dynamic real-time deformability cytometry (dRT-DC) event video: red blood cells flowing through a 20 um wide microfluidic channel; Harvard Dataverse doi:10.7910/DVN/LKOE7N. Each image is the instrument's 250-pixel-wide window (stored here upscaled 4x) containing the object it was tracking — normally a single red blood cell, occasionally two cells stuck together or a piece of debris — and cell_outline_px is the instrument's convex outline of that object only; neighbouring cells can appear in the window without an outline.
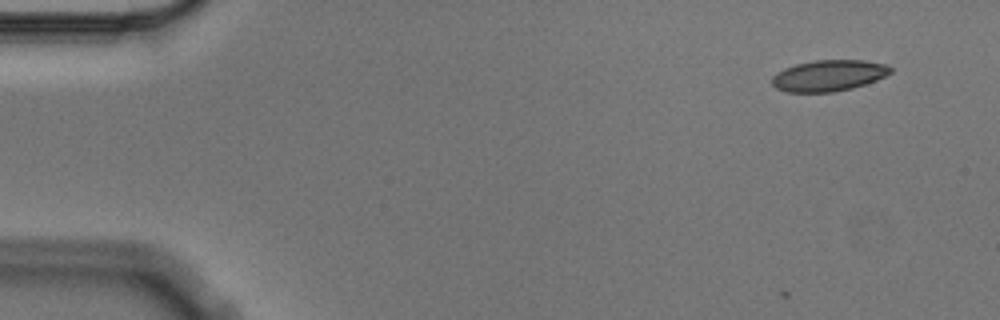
{"species": "Egyptian fruit bat (a non-hibernating species)", "species_latin": "Rousettus aegyptiacus", "temperature_condition": "cold", "stored_images_in_passage": 9, "camera_frame_rate_fps": 3000, "um_per_image_px": 0.085, "animal": {"sex": "male"}, "frame": {"image": 1, "passage_image": 1, "time_ms": 0.0, "image_size_px": [1000, 320], "cell_outline_px": [[892, 72], [876, 80], [852, 88], [832, 92], [784, 92], [776, 88], [772, 84], [772, 76], [784, 68], [796, 64], [816, 60], [864, 60], [884, 64], [892, 68]], "centroid_in_image_um": [70.41, 6.42], "position_along_channel_um": 14.6, "area_um2": 21.44}}
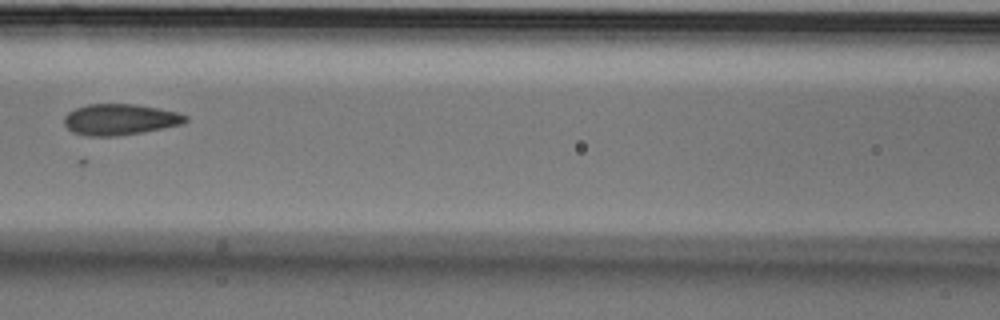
{"frame": {"image": 2, "passage_image": 7, "time_ms": 2.0, "image_size_px": [1000, 320], "cell_outline_px": [[188, 120], [184, 124], [140, 132], [116, 136], [88, 136], [72, 132], [64, 124], [64, 116], [68, 112], [76, 108], [88, 104], [136, 104], [176, 112], [188, 116]], "centroid_in_image_um": [10.18, 10.15], "position_along_channel_um": 156.4, "area_um2": 21.85}}
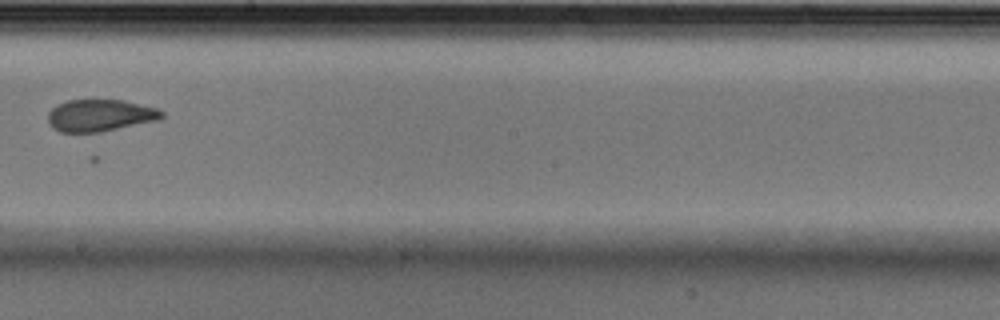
{"frame": {"image": 3, "passage_image": 9, "time_ms": 2.667, "image_size_px": [1000, 320], "cell_outline_px": [[164, 116], [160, 120], [100, 132], [60, 132], [52, 128], [48, 124], [48, 112], [52, 108], [68, 100], [124, 100], [156, 108], [164, 112]], "centroid_in_image_um": [8.51, 9.82], "position_along_channel_um": 239.7, "area_um2": 21.27}}